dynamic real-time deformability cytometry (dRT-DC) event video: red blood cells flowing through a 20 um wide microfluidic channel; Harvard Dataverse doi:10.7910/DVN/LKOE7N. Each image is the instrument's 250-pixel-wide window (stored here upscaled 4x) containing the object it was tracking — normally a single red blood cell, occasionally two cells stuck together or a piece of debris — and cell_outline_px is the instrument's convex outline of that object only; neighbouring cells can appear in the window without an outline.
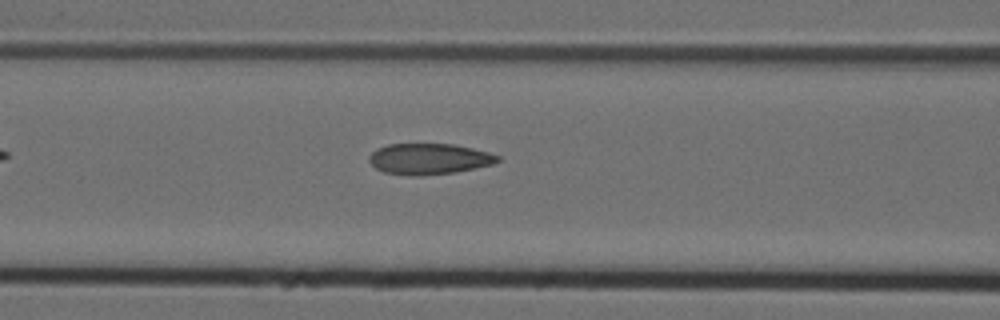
{"species": "Egyptian fruit bat (a non-hibernating species)", "species_latin": "Rousettus aegyptiacus", "temperature_condition": "cold", "stored_images_in_passage": 6, "camera_frame_rate_fps": 3000, "um_per_image_px": 0.085, "animal": {"sex": "female"}, "frame": {"image": 1, "passage_image": 6, "time_ms": 1.667, "image_size_px": [1000, 320], "cell_outline_px": [[500, 160], [492, 164], [456, 172], [420, 176], [408, 176], [384, 172], [376, 168], [368, 160], [368, 156], [376, 148], [388, 144], [452, 144], [472, 148], [488, 152], [500, 156]], "centroid_in_image_um": [36.44, 13.51], "position_along_channel_um": 130.2, "area_um2": 23.24}}